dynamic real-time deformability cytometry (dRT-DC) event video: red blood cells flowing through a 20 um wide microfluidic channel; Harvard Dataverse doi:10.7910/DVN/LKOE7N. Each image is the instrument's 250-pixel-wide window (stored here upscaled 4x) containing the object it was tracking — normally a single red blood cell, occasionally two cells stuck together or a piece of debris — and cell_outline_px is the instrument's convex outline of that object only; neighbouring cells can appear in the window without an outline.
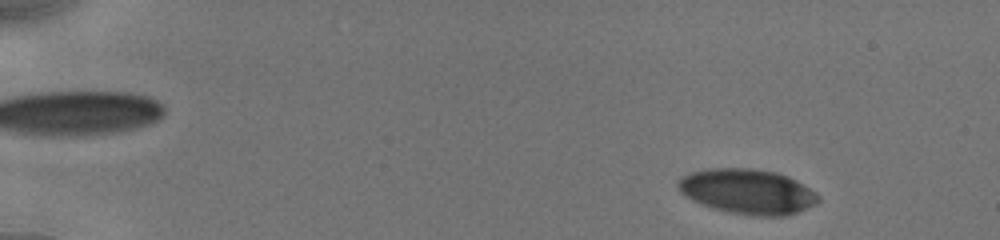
{"species": "human", "species_latin": "Homo sapiens", "temperature_condition": "cold", "stored_images_in_passage": 48, "camera_frame_rate_fps": 3000, "um_per_image_px": 0.085, "donor": {"sex": "male"}, "frame": {"image": 1, "passage_image": 4, "time_ms": 1.0, "image_size_px": [1000, 240], "cell_outline_px": [[820, 200], [816, 204], [808, 208], [784, 216], [756, 216], [732, 212], [716, 208], [692, 200], [684, 196], [680, 192], [676, 184], [684, 176], [692, 172], [712, 168], [748, 168], [776, 172], [788, 176], [796, 180], [816, 192], [820, 196]], "centroid_in_image_um": [63.58, 16.27], "position_along_channel_um": 21.4, "area_um2": 36.47}}
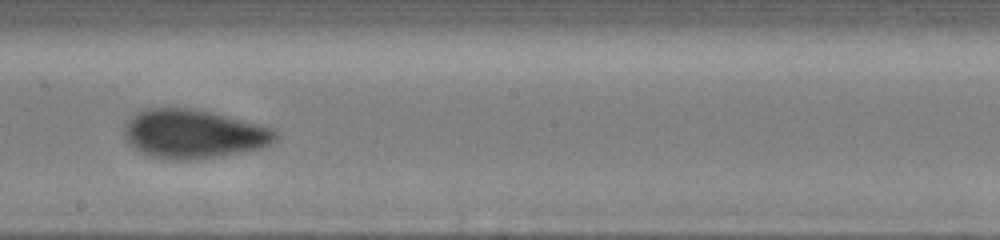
{"frame": {"image": 2, "passage_image": 30, "time_ms": 9.667, "image_size_px": [1000, 240], "cell_outline_px": [[280, 136], [272, 144], [264, 148], [220, 156], [196, 160], [176, 160], [152, 156], [128, 144], [124, 136], [124, 124], [136, 112], [148, 108], [192, 108], [212, 112], [276, 128], [280, 132]], "centroid_in_image_um": [16.52, 11.38], "position_along_channel_um": 231.7, "area_um2": 43.58}}
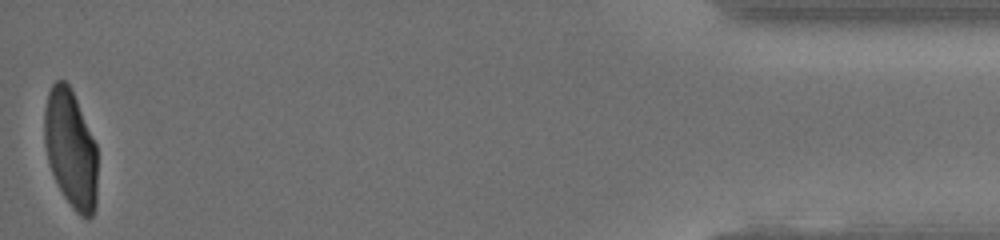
{"frame": {"image": 3, "passage_image": 48, "time_ms": 16.667, "image_size_px": [1000, 240], "cell_outline_px": [[96, 204], [92, 216], [88, 220], [80, 216], [72, 208], [64, 196], [52, 172], [48, 160], [44, 144], [44, 112], [48, 92], [52, 84], [56, 80], [64, 80], [68, 84], [76, 100], [96, 144]], "centroid_in_image_um": [6.0, 12.68], "position_along_channel_um": 429.2, "area_um2": 36.24}, "authors_computed_cell_mechanics": {"area_um2": 39.7375, "velocity_mm_per_s": 3.9133, "shape_relaxation_time_tau1_ms": 3.1693, "shape_relaxation_time_tau2_ms": 1.0678, "deformation_change_tau1": 0.1406, "deformation_change_tau2": 0.0543}}